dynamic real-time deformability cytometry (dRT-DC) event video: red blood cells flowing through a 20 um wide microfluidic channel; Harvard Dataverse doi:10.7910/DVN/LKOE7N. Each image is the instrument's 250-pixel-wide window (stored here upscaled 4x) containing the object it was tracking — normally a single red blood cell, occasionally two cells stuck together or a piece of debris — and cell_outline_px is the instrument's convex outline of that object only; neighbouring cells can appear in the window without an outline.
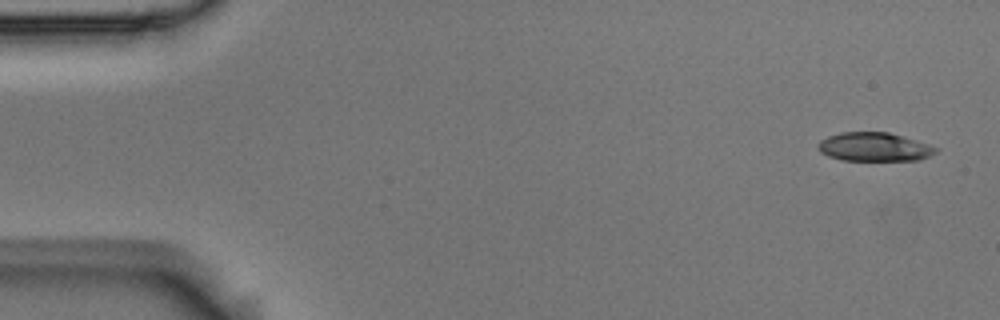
{"species": "Egyptian fruit bat (a non-hibernating species)", "species_latin": "Rousettus aegyptiacus", "temperature_condition": "room temperature", "stored_images_in_passage": 4, "camera_frame_rate_fps": 3000, "um_per_image_px": 0.085, "animal": {"sex": "male"}, "frame": {"image": 1, "passage_image": 1, "time_ms": 0.0, "image_size_px": [1000, 320], "cell_outline_px": [[940, 148], [936, 152], [920, 160], [840, 160], [828, 156], [820, 152], [816, 148], [816, 144], [820, 140], [828, 136], [840, 132], [888, 132], [928, 144]], "centroid_in_image_um": [74.26, 12.49], "position_along_channel_um": 10.7, "area_um2": 19.77}}
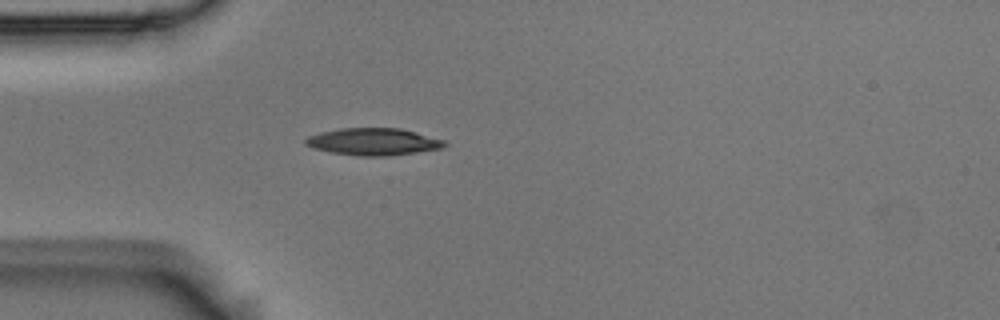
{"frame": {"image": 2, "passage_image": 4, "time_ms": 1.0, "image_size_px": [1000, 320], "cell_outline_px": [[448, 144], [444, 148], [388, 156], [360, 156], [332, 152], [312, 148], [304, 144], [304, 140], [308, 136], [320, 132], [340, 128], [400, 128], [444, 140]], "centroid_in_image_um": [31.72, 12.04], "position_along_channel_um": 53.3, "area_um2": 21.96}}